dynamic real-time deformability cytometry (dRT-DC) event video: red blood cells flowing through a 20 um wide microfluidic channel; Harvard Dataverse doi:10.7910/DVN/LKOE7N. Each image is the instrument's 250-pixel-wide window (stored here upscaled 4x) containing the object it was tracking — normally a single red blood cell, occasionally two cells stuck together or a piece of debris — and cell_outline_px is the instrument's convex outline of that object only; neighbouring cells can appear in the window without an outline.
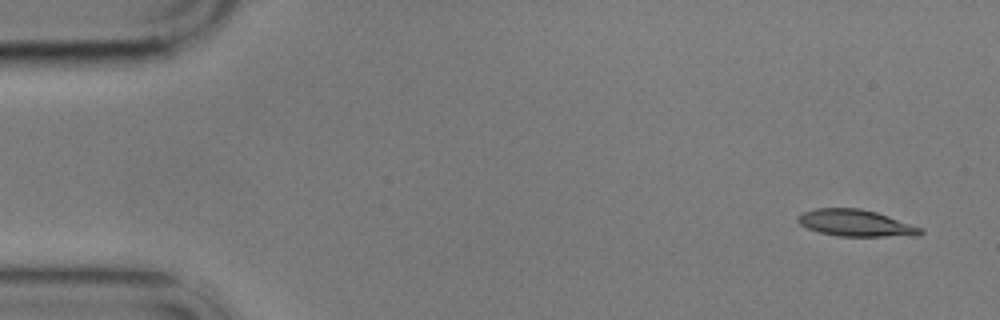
{"species": "common noctule bat (a hibernating species)", "species_latin": "Nyctalus noctula", "temperature_condition": "cold", "stored_images_in_passage": 6, "camera_frame_rate_fps": 3000, "um_per_image_px": 0.085, "animal": {"sex": "male", "body_mass_g": 17.9}, "frame": {"image": 1, "passage_image": 1, "time_ms": 0.0, "image_size_px": [1000, 320], "cell_outline_px": [[924, 232], [920, 236], [836, 236], [820, 232], [808, 228], [800, 224], [796, 220], [796, 216], [804, 212], [816, 208], [860, 208], [876, 212], [924, 228]], "centroid_in_image_um": [72.77, 18.96], "position_along_channel_um": 12.2, "area_um2": 19.19}}
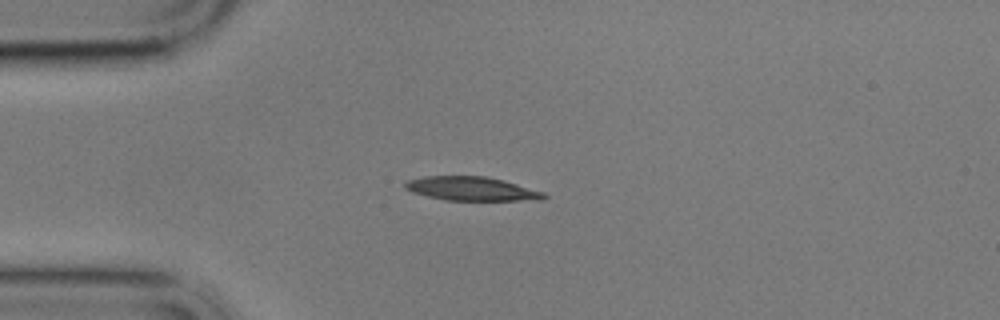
{"frame": {"image": 2, "passage_image": 4, "time_ms": 3.667, "image_size_px": [1000, 320], "cell_outline_px": [[548, 196], [544, 200], [444, 200], [412, 192], [404, 188], [404, 184], [408, 180], [424, 176], [484, 176], [516, 184], [544, 192]], "centroid_in_image_um": [40.07, 16.05], "position_along_channel_um": 44.9, "area_um2": 19.13}}
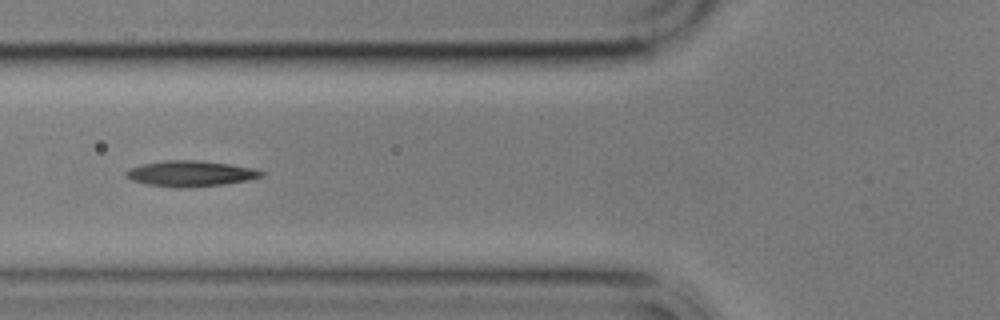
{"frame": {"image": 3, "passage_image": 6, "time_ms": 6.0, "image_size_px": [1000, 320], "cell_outline_px": [[264, 176], [224, 184], [180, 188], [148, 184], [132, 180], [124, 176], [124, 172], [128, 168], [140, 164], [164, 160], [200, 160], [232, 164], [252, 168], [264, 172]], "centroid_in_image_um": [16.14, 14.73], "position_along_channel_um": 109.7, "area_um2": 20.29}}